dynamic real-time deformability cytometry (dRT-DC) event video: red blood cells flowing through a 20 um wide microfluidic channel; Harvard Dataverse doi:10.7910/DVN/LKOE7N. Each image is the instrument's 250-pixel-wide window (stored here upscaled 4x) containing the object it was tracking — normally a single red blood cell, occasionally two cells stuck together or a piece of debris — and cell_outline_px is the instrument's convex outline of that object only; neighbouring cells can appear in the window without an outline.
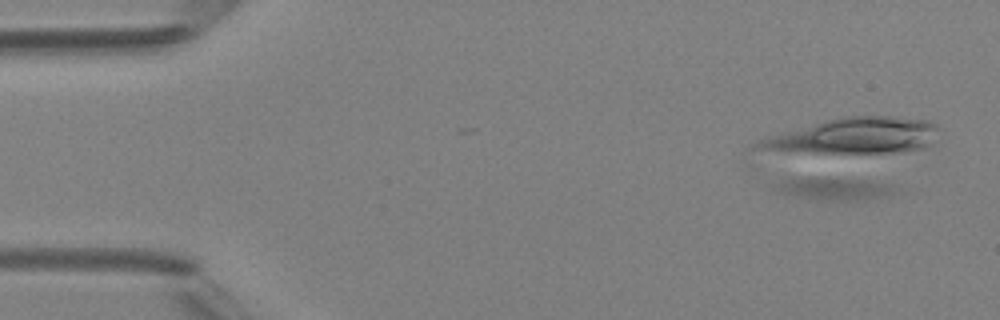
{"species": "Egyptian fruit bat (a non-hibernating species)", "species_latin": "Rousettus aegyptiacus", "temperature_condition": "room temperature", "stored_images_in_passage": 5, "camera_frame_rate_fps": 3000, "um_per_image_px": 0.085, "animal": {"sex": "female"}, "frame": {"image": 1, "passage_image": 1, "time_ms": 0.0, "image_size_px": [1000, 320], "cell_outline_px": [[900, 192], [892, 196], [864, 200], [808, 200], [792, 196], [780, 192], [776, 188], [776, 184], [780, 180], [788, 176], [796, 176], [872, 180], [892, 184], [900, 188]], "centroid_in_image_um": [70.98, 16.03], "position_along_channel_um": 14.0, "area_um2": 16.88}}